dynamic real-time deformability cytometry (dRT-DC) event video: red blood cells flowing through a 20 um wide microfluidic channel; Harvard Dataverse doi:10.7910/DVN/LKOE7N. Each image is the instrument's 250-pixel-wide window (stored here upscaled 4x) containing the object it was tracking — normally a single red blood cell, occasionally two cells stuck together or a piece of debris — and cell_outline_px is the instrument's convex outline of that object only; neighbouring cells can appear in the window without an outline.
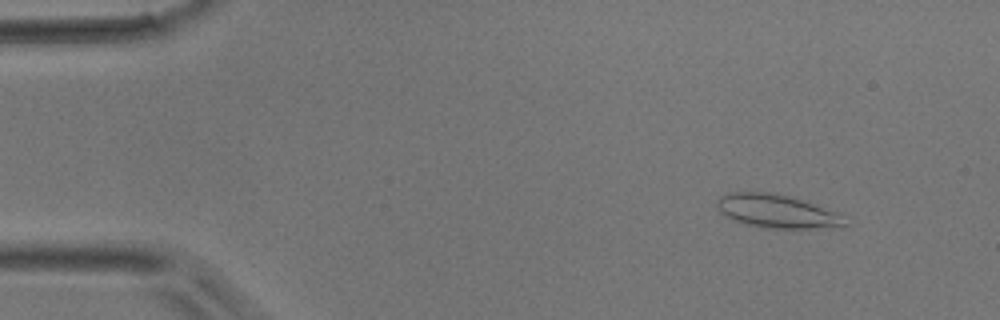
{"species": "common noctule bat (a hibernating species)", "species_latin": "Nyctalus noctula", "temperature_condition": "room temperature", "stored_images_in_passage": 49, "camera_frame_rate_fps": 3000, "um_per_image_px": 0.085, "animal": {"sex": "male", "body_mass_g": 17.9}, "frame": {"image": 1, "passage_image": 5, "time_ms": 1.333, "image_size_px": [1000, 320], "cell_outline_px": [[852, 224], [812, 228], [764, 228], [732, 220], [724, 216], [716, 208], [716, 200], [720, 196], [728, 192], [776, 192], [836, 212]], "centroid_in_image_um": [65.94, 17.94], "position_along_channel_um": 19.1, "area_um2": 24.74}}
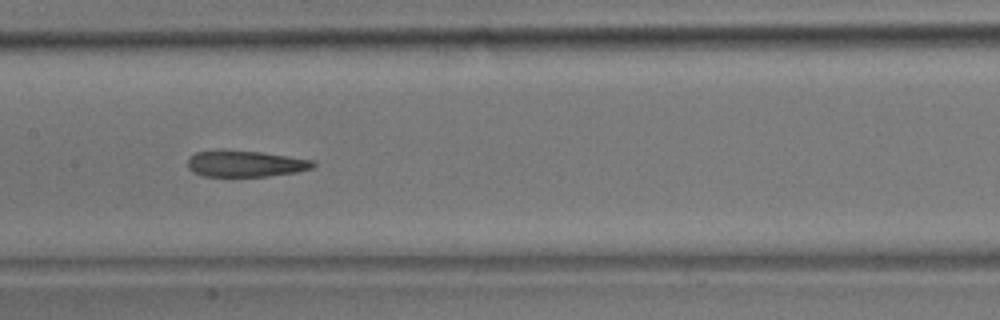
{"frame": {"image": 2, "passage_image": 24, "time_ms": 7.667, "image_size_px": [1000, 320], "cell_outline_px": [[316, 164], [312, 168], [296, 172], [268, 176], [204, 176], [192, 172], [188, 168], [188, 160], [196, 152], [260, 152], [316, 160]], "centroid_in_image_um": [20.93, 13.95], "position_along_channel_um": 186.5, "area_um2": 18.61}}
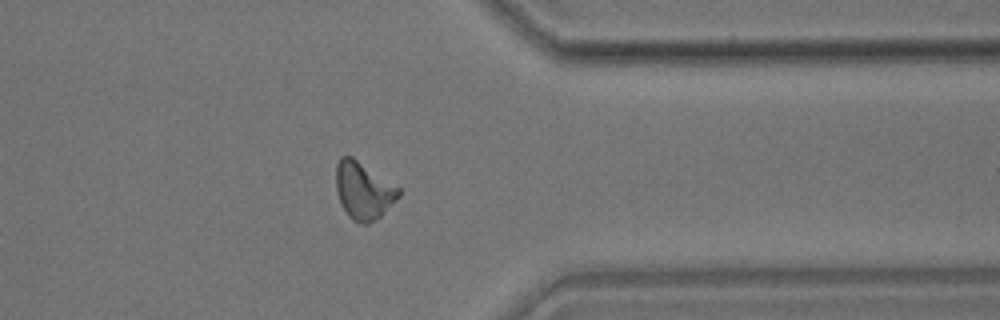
{"frame": {"image": 3, "passage_image": 39, "time_ms": 12.667, "image_size_px": [1000, 320], "cell_outline_px": [[400, 196], [380, 216], [368, 224], [360, 224], [352, 220], [348, 216], [336, 192], [336, 164], [340, 156], [352, 156], [400, 188]], "centroid_in_image_um": [30.88, 16.19], "position_along_channel_um": 380.5, "area_um2": 20.81}}